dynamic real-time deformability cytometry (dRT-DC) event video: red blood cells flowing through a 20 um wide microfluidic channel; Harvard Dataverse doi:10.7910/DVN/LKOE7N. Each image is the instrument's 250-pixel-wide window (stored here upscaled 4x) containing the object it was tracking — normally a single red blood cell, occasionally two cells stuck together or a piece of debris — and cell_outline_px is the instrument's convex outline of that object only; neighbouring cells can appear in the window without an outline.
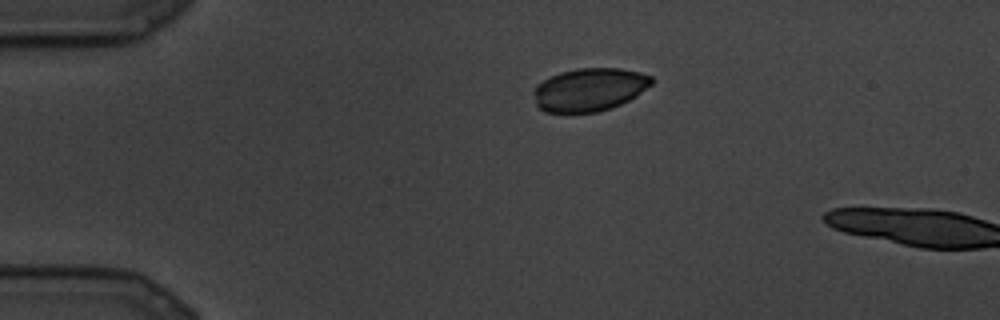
{"species": "common noctule bat (a hibernating species)", "species_latin": "Nyctalus noctula", "temperature_condition": "cold", "stored_images_in_passage": 2, "camera_frame_rate_fps": 3000, "um_per_image_px": 0.085, "animal": {"sex": "male", "body_mass_g": 19.5, "forearm_length_mm": 54.6}, "frame": {"image": 1, "passage_image": 1, "time_ms": 0.0, "image_size_px": [1000, 320], "cell_outline_px": [[656, 80], [652, 84], [636, 96], [612, 108], [596, 112], [544, 112], [536, 104], [532, 92], [536, 84], [560, 72], [576, 68], [620, 68], [640, 72], [652, 76]], "centroid_in_image_um": [50.11, 7.6], "position_along_channel_um": 34.9, "area_um2": 29.77}}